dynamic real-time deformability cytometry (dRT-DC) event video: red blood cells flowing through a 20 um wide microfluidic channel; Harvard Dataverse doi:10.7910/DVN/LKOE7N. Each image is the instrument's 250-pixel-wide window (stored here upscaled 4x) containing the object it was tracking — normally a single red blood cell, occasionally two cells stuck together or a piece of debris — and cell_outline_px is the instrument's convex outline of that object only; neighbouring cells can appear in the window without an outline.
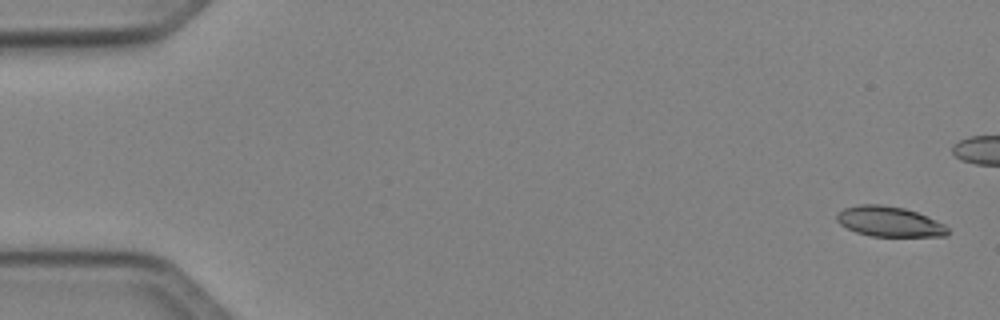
{"species": "Egyptian fruit bat (a non-hibernating species)", "species_latin": "Rousettus aegyptiacus", "temperature_condition": "cold", "stored_images_in_passage": 51, "camera_frame_rate_fps": 3000, "um_per_image_px": 0.085, "animal": {"sex": "female"}, "frame": {"image": 1, "passage_image": 1, "time_ms": 0.0, "image_size_px": [1000, 320], "cell_outline_px": [[948, 232], [944, 236], [872, 236], [856, 232], [840, 224], [836, 220], [836, 212], [844, 208], [860, 204], [880, 204], [904, 208], [916, 212], [944, 224], [948, 228]], "centroid_in_image_um": [75.54, 18.82], "position_along_channel_um": 9.5, "area_um2": 19.36}}
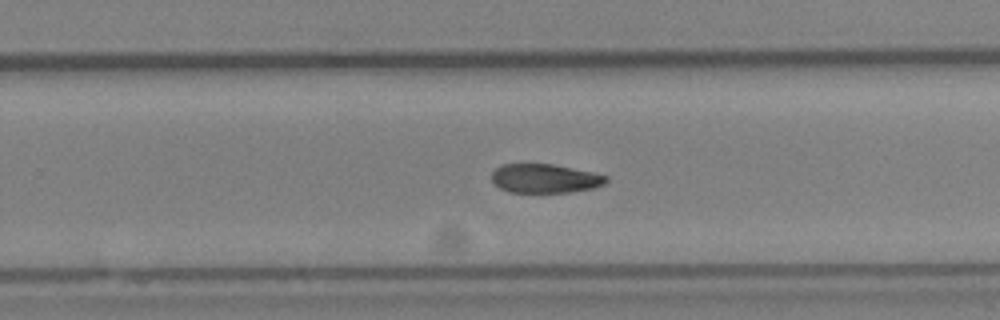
{"frame": {"image": 2, "passage_image": 32, "time_ms": 10.333, "image_size_px": [1000, 320], "cell_outline_px": [[608, 180], [604, 184], [592, 188], [568, 192], [508, 192], [500, 188], [492, 180], [492, 172], [500, 164], [552, 164], [592, 172], [608, 176]], "centroid_in_image_um": [46.3, 15.16], "position_along_channel_um": 283.5, "area_um2": 19.19}}
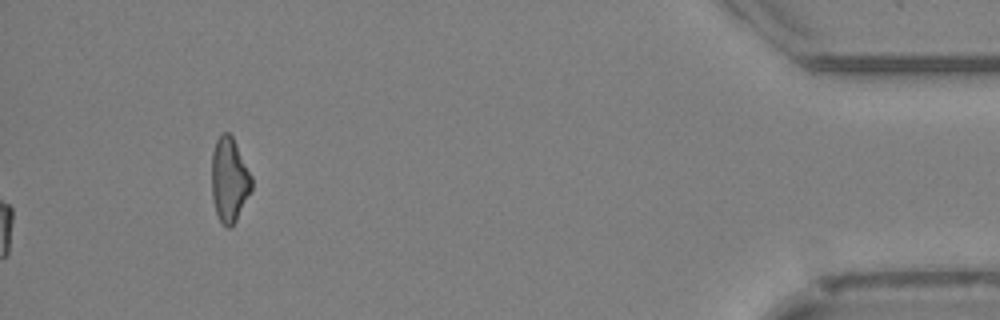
{"frame": {"image": 3, "passage_image": 51, "time_ms": 16.667, "image_size_px": [1000, 320], "cell_outline_px": [[252, 188], [236, 220], [228, 228], [220, 220], [216, 212], [212, 200], [212, 152], [216, 140], [220, 132], [228, 132], [232, 136], [252, 176]], "centroid_in_image_um": [19.48, 15.24], "position_along_channel_um": 415.7, "area_um2": 19.48}, "authors_computed_cell_mechanics": {"area_um2": 20.2878, "velocity_mm_per_s": 4.0672, "shape_relaxation_time_tau1_ms": 10.7578, "shape_relaxation_time_tau2_ms": null, "deformation_change_tau1": 0.1923, "deformation_change_tau2": null}}